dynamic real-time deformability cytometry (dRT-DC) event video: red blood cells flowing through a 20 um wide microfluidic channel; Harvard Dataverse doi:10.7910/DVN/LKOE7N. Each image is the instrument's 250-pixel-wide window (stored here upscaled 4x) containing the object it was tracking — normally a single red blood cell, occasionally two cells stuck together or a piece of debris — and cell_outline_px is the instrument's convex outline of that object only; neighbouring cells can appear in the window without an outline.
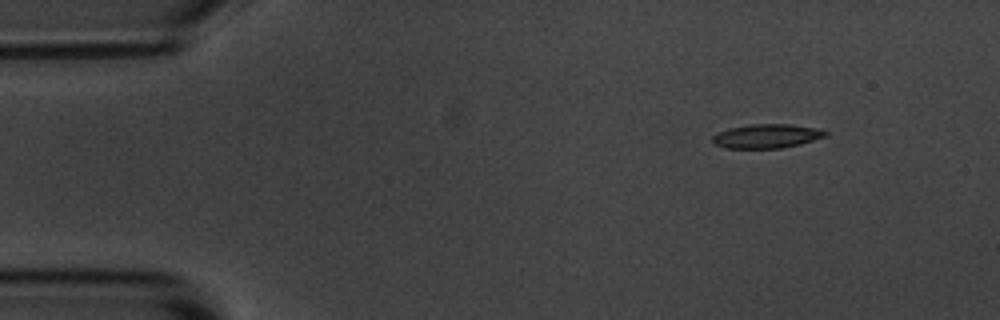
{"species": "common noctule bat (a hibernating species)", "species_latin": "Nyctalus noctula", "temperature_condition": "room temperature", "stored_images_in_passage": 3, "camera_frame_rate_fps": 3000, "um_per_image_px": 0.085, "animal": {"sex": "male", "body_mass_g": 20.1, "forearm_length_mm": 53.5}, "frame": {"image": 1, "passage_image": 3, "time_ms": 2.333, "image_size_px": [1000, 320], "cell_outline_px": [[828, 136], [800, 144], [780, 148], [724, 148], [716, 144], [712, 140], [712, 136], [728, 128], [752, 124], [788, 124], [816, 128], [828, 132]], "centroid_in_image_um": [65.18, 11.57], "position_along_channel_um": 19.8, "area_um2": 15.72}}